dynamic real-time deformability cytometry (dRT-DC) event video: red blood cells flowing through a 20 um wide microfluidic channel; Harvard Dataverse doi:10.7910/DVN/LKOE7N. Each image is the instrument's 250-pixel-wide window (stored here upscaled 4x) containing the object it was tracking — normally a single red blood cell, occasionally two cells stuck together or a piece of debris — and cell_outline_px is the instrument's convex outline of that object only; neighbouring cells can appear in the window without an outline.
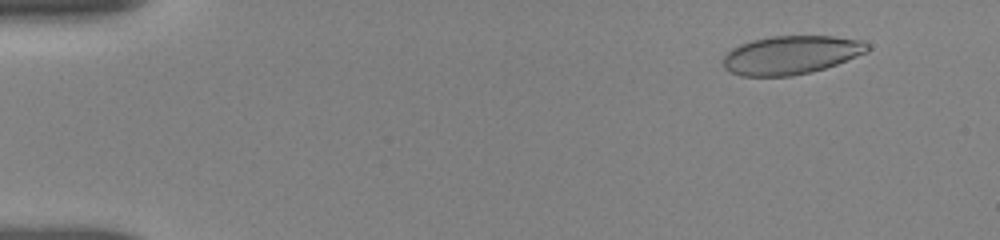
{"species": "human", "species_latin": "Homo sapiens", "temperature_condition": "room temperature", "stored_images_in_passage": 19, "camera_frame_rate_fps": 3000, "um_per_image_px": 0.085, "donor": {"sex": "female"}, "frame": {"image": 1, "passage_image": 5, "time_ms": 1.333, "image_size_px": [1000, 240], "cell_outline_px": [[872, 48], [868, 52], [836, 64], [812, 72], [792, 76], [740, 76], [724, 68], [724, 56], [732, 48], [740, 44], [752, 40], [772, 36], [832, 36], [864, 40]], "centroid_in_image_um": [67.27, 4.67], "position_along_channel_um": 17.7, "area_um2": 32.48}}
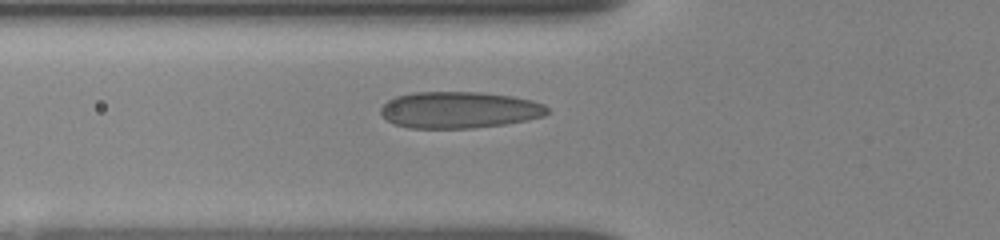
{"frame": {"image": 2, "passage_image": 17, "time_ms": 6.0, "image_size_px": [1000, 240], "cell_outline_px": [[548, 112], [544, 116], [504, 124], [472, 128], [408, 128], [392, 124], [380, 112], [380, 108], [388, 100], [396, 96], [412, 92], [480, 92], [512, 96], [532, 100], [544, 104], [548, 108]], "centroid_in_image_um": [39.01, 9.34], "position_along_channel_um": 86.8, "area_um2": 35.55}}
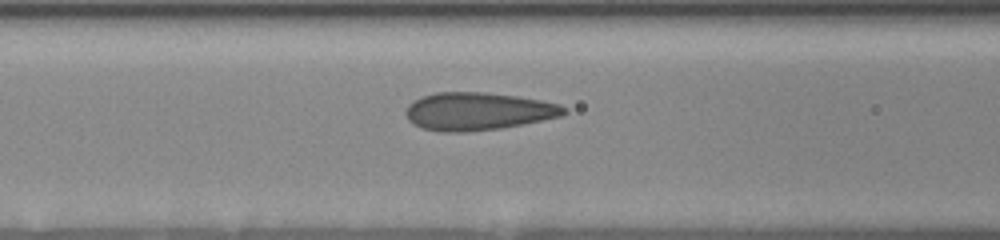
{"frame": {"image": 3, "passage_image": 19, "time_ms": 7.0, "image_size_px": [1000, 240], "cell_outline_px": [[568, 112], [560, 116], [524, 124], [500, 128], [468, 132], [440, 132], [420, 128], [412, 124], [408, 120], [404, 112], [408, 104], [420, 96], [436, 92], [484, 92], [516, 96], [540, 100], [560, 104], [568, 108]], "centroid_in_image_um": [40.58, 9.47], "position_along_channel_um": 126.0, "area_um2": 35.2}}